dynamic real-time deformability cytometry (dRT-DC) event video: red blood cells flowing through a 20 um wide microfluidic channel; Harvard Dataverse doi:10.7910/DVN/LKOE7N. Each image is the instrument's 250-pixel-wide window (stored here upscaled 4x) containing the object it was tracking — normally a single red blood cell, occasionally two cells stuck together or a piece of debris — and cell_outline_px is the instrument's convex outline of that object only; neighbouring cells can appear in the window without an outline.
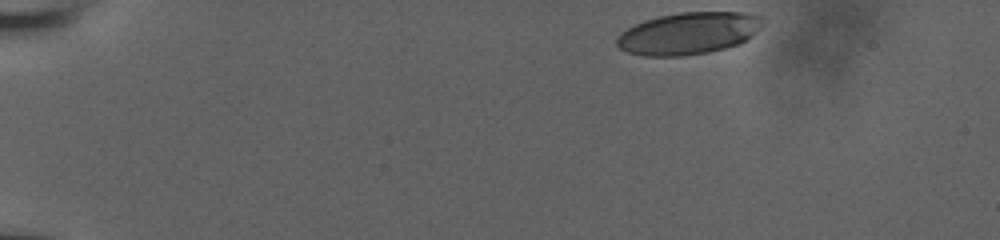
{"species": "human", "species_latin": "Homo sapiens", "temperature_condition": "room temperature", "stored_images_in_passage": 31, "camera_frame_rate_fps": 3000, "um_per_image_px": 0.085, "donor": {"sex": "male"}, "frame": {"image": 1, "passage_image": 1, "time_ms": 0.0, "image_size_px": [1000, 240], "cell_outline_px": [[764, 24], [752, 36], [736, 44], [724, 48], [708, 52], [684, 56], [644, 56], [628, 52], [620, 48], [616, 44], [616, 36], [620, 32], [644, 20], [660, 16], [680, 12], [748, 12], [764, 16]], "centroid_in_image_um": [58.54, 2.82], "position_along_channel_um": 26.5, "area_um2": 35.89}}
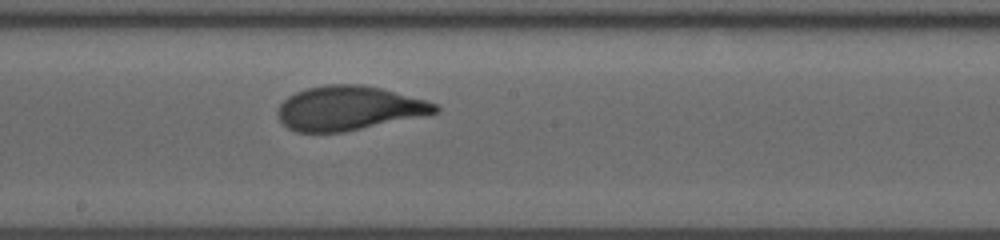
{"frame": {"image": 2, "passage_image": 18, "time_ms": 5.667, "image_size_px": [1000, 240], "cell_outline_px": [[440, 112], [424, 116], [344, 132], [296, 132], [288, 128], [280, 120], [276, 112], [280, 104], [288, 96], [296, 92], [308, 88], [328, 84], [360, 84], [380, 88], [424, 100], [436, 104], [440, 108]], "centroid_in_image_um": [29.64, 9.2], "position_along_channel_um": 218.6, "area_um2": 40.46}}
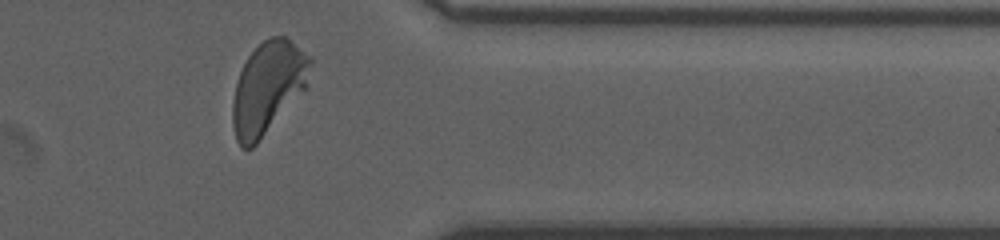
{"frame": {"image": 3, "passage_image": 31, "time_ms": 10.0, "image_size_px": [1000, 240], "cell_outline_px": [[312, 64], [304, 92], [256, 144], [252, 148], [240, 148], [236, 140], [232, 128], [232, 104], [236, 84], [240, 72], [248, 56], [264, 40], [272, 36], [284, 36], [308, 56], [312, 60]], "centroid_in_image_um": [22.75, 7.5], "position_along_channel_um": 388.6, "area_um2": 41.33}, "authors_computed_cell_mechanics": {"area_um2": 39.9398, "velocity_mm_per_s": 3.8491, "shape_relaxation_time_tau1_ms": 2.294, "shape_relaxation_time_tau2_ms": null, "deformation_change_tau1": 0.169, "deformation_change_tau2": null}}